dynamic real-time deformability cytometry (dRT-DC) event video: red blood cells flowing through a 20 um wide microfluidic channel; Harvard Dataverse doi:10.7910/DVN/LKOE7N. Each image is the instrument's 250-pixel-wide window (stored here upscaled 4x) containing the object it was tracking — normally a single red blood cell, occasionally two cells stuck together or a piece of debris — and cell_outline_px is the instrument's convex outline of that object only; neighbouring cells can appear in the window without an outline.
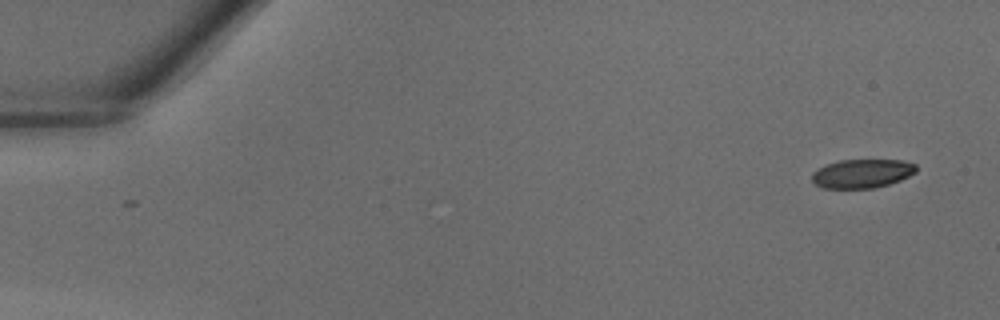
{"species": "common noctule bat (a hibernating species)", "species_latin": "Nyctalus noctula", "temperature_condition": "warm", "stored_images_in_passage": 40, "camera_frame_rate_fps": 3000, "um_per_image_px": 0.085, "animal": {"sex": "male", "body_mass_g": 18.8}, "frame": {"image": 1, "passage_image": 1, "time_ms": 0.0, "image_size_px": [1000, 320], "cell_outline_px": [[916, 172], [900, 180], [888, 184], [872, 188], [824, 188], [816, 184], [812, 180], [812, 172], [828, 164], [840, 160], [904, 160], [916, 164]], "centroid_in_image_um": [73.3, 14.74], "position_along_channel_um": 11.7, "area_um2": 17.34}}
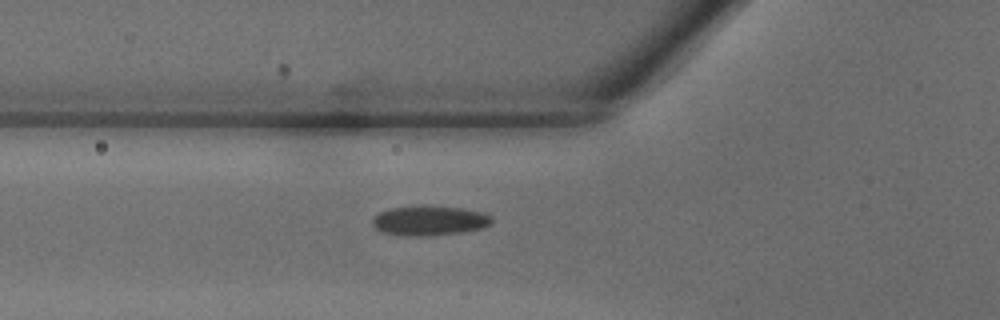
{"frame": {"image": 2, "passage_image": 14, "time_ms": 4.333, "image_size_px": [1000, 320], "cell_outline_px": [[492, 224], [480, 228], [464, 232], [420, 236], [408, 236], [384, 232], [376, 228], [372, 224], [372, 220], [380, 212], [392, 208], [424, 204], [464, 208], [484, 212], [492, 216]], "centroid_in_image_um": [36.55, 18.72], "position_along_channel_um": 89.2, "area_um2": 20.87}}
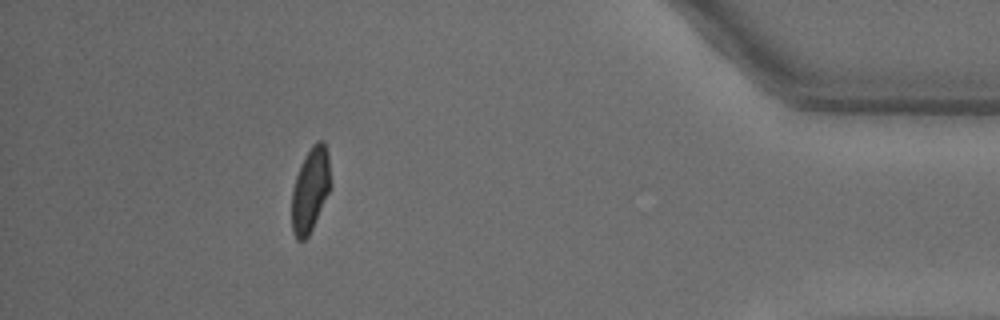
{"frame": {"image": 3, "passage_image": 36, "time_ms": 11.667, "image_size_px": [1000, 320], "cell_outline_px": [[332, 188], [308, 236], [304, 240], [296, 240], [292, 232], [292, 188], [296, 176], [312, 144], [316, 140], [324, 140], [328, 152], [332, 184]], "centroid_in_image_um": [26.41, 16.13], "position_along_channel_um": 408.8, "area_um2": 19.31}}